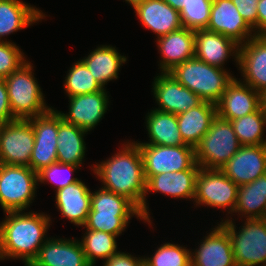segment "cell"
Returning a JSON list of instances; mask_svg holds the SVG:
<instances>
[{"label":"cell","instance_id":"cell-1","mask_svg":"<svg viewBox=\"0 0 266 266\" xmlns=\"http://www.w3.org/2000/svg\"><path fill=\"white\" fill-rule=\"evenodd\" d=\"M0 223V260L19 259L30 265L48 237L52 223L44 213L10 211Z\"/></svg>","mask_w":266,"mask_h":266},{"label":"cell","instance_id":"cell-2","mask_svg":"<svg viewBox=\"0 0 266 266\" xmlns=\"http://www.w3.org/2000/svg\"><path fill=\"white\" fill-rule=\"evenodd\" d=\"M122 145L118 153L92 170L104 185L101 188L128 198L143 215L146 178L141 151L134 141Z\"/></svg>","mask_w":266,"mask_h":266},{"label":"cell","instance_id":"cell-3","mask_svg":"<svg viewBox=\"0 0 266 266\" xmlns=\"http://www.w3.org/2000/svg\"><path fill=\"white\" fill-rule=\"evenodd\" d=\"M168 73L203 101L214 104L220 100L226 86L234 78L226 68L209 65L195 57L178 64Z\"/></svg>","mask_w":266,"mask_h":266},{"label":"cell","instance_id":"cell-4","mask_svg":"<svg viewBox=\"0 0 266 266\" xmlns=\"http://www.w3.org/2000/svg\"><path fill=\"white\" fill-rule=\"evenodd\" d=\"M11 112L15 119L28 120L52 109L45 103L42 89L28 60L4 78Z\"/></svg>","mask_w":266,"mask_h":266},{"label":"cell","instance_id":"cell-5","mask_svg":"<svg viewBox=\"0 0 266 266\" xmlns=\"http://www.w3.org/2000/svg\"><path fill=\"white\" fill-rule=\"evenodd\" d=\"M237 231L234 221L220 224L227 230L237 266H266V218L245 219Z\"/></svg>","mask_w":266,"mask_h":266},{"label":"cell","instance_id":"cell-6","mask_svg":"<svg viewBox=\"0 0 266 266\" xmlns=\"http://www.w3.org/2000/svg\"><path fill=\"white\" fill-rule=\"evenodd\" d=\"M241 146L231 122L216 116L195 147L196 163L200 168L221 169Z\"/></svg>","mask_w":266,"mask_h":266},{"label":"cell","instance_id":"cell-7","mask_svg":"<svg viewBox=\"0 0 266 266\" xmlns=\"http://www.w3.org/2000/svg\"><path fill=\"white\" fill-rule=\"evenodd\" d=\"M38 173L29 166L0 164V206L5 212L25 211L35 200Z\"/></svg>","mask_w":266,"mask_h":266},{"label":"cell","instance_id":"cell-8","mask_svg":"<svg viewBox=\"0 0 266 266\" xmlns=\"http://www.w3.org/2000/svg\"><path fill=\"white\" fill-rule=\"evenodd\" d=\"M239 186L220 169L200 168L196 176L195 205H206L226 210L232 214L235 209ZM231 212V213H230Z\"/></svg>","mask_w":266,"mask_h":266},{"label":"cell","instance_id":"cell-9","mask_svg":"<svg viewBox=\"0 0 266 266\" xmlns=\"http://www.w3.org/2000/svg\"><path fill=\"white\" fill-rule=\"evenodd\" d=\"M137 145L143 158L146 180L157 174L190 169L196 163L195 148L189 145Z\"/></svg>","mask_w":266,"mask_h":266},{"label":"cell","instance_id":"cell-10","mask_svg":"<svg viewBox=\"0 0 266 266\" xmlns=\"http://www.w3.org/2000/svg\"><path fill=\"white\" fill-rule=\"evenodd\" d=\"M34 142V130L29 120L16 119L5 123L0 140V164L29 166Z\"/></svg>","mask_w":266,"mask_h":266},{"label":"cell","instance_id":"cell-11","mask_svg":"<svg viewBox=\"0 0 266 266\" xmlns=\"http://www.w3.org/2000/svg\"><path fill=\"white\" fill-rule=\"evenodd\" d=\"M200 166L195 163L190 169L179 172H166L150 176L146 180V191L143 201V217L149 225L151 217L149 214L146 196L148 192H160L173 198L193 199L195 197L196 176Z\"/></svg>","mask_w":266,"mask_h":266},{"label":"cell","instance_id":"cell-12","mask_svg":"<svg viewBox=\"0 0 266 266\" xmlns=\"http://www.w3.org/2000/svg\"><path fill=\"white\" fill-rule=\"evenodd\" d=\"M160 74L155 77L152 83V92L157 105H159L155 109L178 115L198 106L203 101L168 72H161Z\"/></svg>","mask_w":266,"mask_h":266},{"label":"cell","instance_id":"cell-13","mask_svg":"<svg viewBox=\"0 0 266 266\" xmlns=\"http://www.w3.org/2000/svg\"><path fill=\"white\" fill-rule=\"evenodd\" d=\"M220 170L238 186L251 183L266 173V144L241 146Z\"/></svg>","mask_w":266,"mask_h":266},{"label":"cell","instance_id":"cell-14","mask_svg":"<svg viewBox=\"0 0 266 266\" xmlns=\"http://www.w3.org/2000/svg\"><path fill=\"white\" fill-rule=\"evenodd\" d=\"M260 107L261 93L234 77L216 103V112L218 117L231 121L256 112Z\"/></svg>","mask_w":266,"mask_h":266},{"label":"cell","instance_id":"cell-15","mask_svg":"<svg viewBox=\"0 0 266 266\" xmlns=\"http://www.w3.org/2000/svg\"><path fill=\"white\" fill-rule=\"evenodd\" d=\"M238 67L243 82L262 93L266 90V36H253L239 46Z\"/></svg>","mask_w":266,"mask_h":266},{"label":"cell","instance_id":"cell-16","mask_svg":"<svg viewBox=\"0 0 266 266\" xmlns=\"http://www.w3.org/2000/svg\"><path fill=\"white\" fill-rule=\"evenodd\" d=\"M108 99L105 88L96 93L72 96L69 97V112H58L66 122L90 132L107 112Z\"/></svg>","mask_w":266,"mask_h":266},{"label":"cell","instance_id":"cell-17","mask_svg":"<svg viewBox=\"0 0 266 266\" xmlns=\"http://www.w3.org/2000/svg\"><path fill=\"white\" fill-rule=\"evenodd\" d=\"M206 30L217 32L242 45L255 36L232 0H213Z\"/></svg>","mask_w":266,"mask_h":266},{"label":"cell","instance_id":"cell-18","mask_svg":"<svg viewBox=\"0 0 266 266\" xmlns=\"http://www.w3.org/2000/svg\"><path fill=\"white\" fill-rule=\"evenodd\" d=\"M203 239L191 252V266H237L229 234L221 224Z\"/></svg>","mask_w":266,"mask_h":266},{"label":"cell","instance_id":"cell-19","mask_svg":"<svg viewBox=\"0 0 266 266\" xmlns=\"http://www.w3.org/2000/svg\"><path fill=\"white\" fill-rule=\"evenodd\" d=\"M30 266H92L80 240L48 238Z\"/></svg>","mask_w":266,"mask_h":266},{"label":"cell","instance_id":"cell-20","mask_svg":"<svg viewBox=\"0 0 266 266\" xmlns=\"http://www.w3.org/2000/svg\"><path fill=\"white\" fill-rule=\"evenodd\" d=\"M239 44L234 40L206 29L195 31V58L209 65L224 69L232 56L238 65Z\"/></svg>","mask_w":266,"mask_h":266},{"label":"cell","instance_id":"cell-21","mask_svg":"<svg viewBox=\"0 0 266 266\" xmlns=\"http://www.w3.org/2000/svg\"><path fill=\"white\" fill-rule=\"evenodd\" d=\"M156 42L162 56L159 65L161 72H169L195 56V31L184 27L158 37Z\"/></svg>","mask_w":266,"mask_h":266},{"label":"cell","instance_id":"cell-22","mask_svg":"<svg viewBox=\"0 0 266 266\" xmlns=\"http://www.w3.org/2000/svg\"><path fill=\"white\" fill-rule=\"evenodd\" d=\"M142 26L157 38L182 28L180 13L163 0H146L134 7Z\"/></svg>","mask_w":266,"mask_h":266},{"label":"cell","instance_id":"cell-23","mask_svg":"<svg viewBox=\"0 0 266 266\" xmlns=\"http://www.w3.org/2000/svg\"><path fill=\"white\" fill-rule=\"evenodd\" d=\"M91 192L81 179L56 191L55 203L61 217L83 226L90 212Z\"/></svg>","mask_w":266,"mask_h":266},{"label":"cell","instance_id":"cell-24","mask_svg":"<svg viewBox=\"0 0 266 266\" xmlns=\"http://www.w3.org/2000/svg\"><path fill=\"white\" fill-rule=\"evenodd\" d=\"M216 116V104L208 101H202L198 106L178 114L177 122L183 142L195 148L209 131Z\"/></svg>","mask_w":266,"mask_h":266},{"label":"cell","instance_id":"cell-25","mask_svg":"<svg viewBox=\"0 0 266 266\" xmlns=\"http://www.w3.org/2000/svg\"><path fill=\"white\" fill-rule=\"evenodd\" d=\"M44 18L41 10L21 0H0V41Z\"/></svg>","mask_w":266,"mask_h":266},{"label":"cell","instance_id":"cell-26","mask_svg":"<svg viewBox=\"0 0 266 266\" xmlns=\"http://www.w3.org/2000/svg\"><path fill=\"white\" fill-rule=\"evenodd\" d=\"M87 132L66 122L58 112L57 162L80 167L85 158L84 136Z\"/></svg>","mask_w":266,"mask_h":266},{"label":"cell","instance_id":"cell-27","mask_svg":"<svg viewBox=\"0 0 266 266\" xmlns=\"http://www.w3.org/2000/svg\"><path fill=\"white\" fill-rule=\"evenodd\" d=\"M115 48L102 45L90 52L88 57L81 59L102 88H105L107 82L118 79L120 67L127 61V57Z\"/></svg>","mask_w":266,"mask_h":266},{"label":"cell","instance_id":"cell-28","mask_svg":"<svg viewBox=\"0 0 266 266\" xmlns=\"http://www.w3.org/2000/svg\"><path fill=\"white\" fill-rule=\"evenodd\" d=\"M146 129L149 142H135L136 144H150L162 146L186 145L181 137L177 115L153 109L147 113Z\"/></svg>","mask_w":266,"mask_h":266},{"label":"cell","instance_id":"cell-29","mask_svg":"<svg viewBox=\"0 0 266 266\" xmlns=\"http://www.w3.org/2000/svg\"><path fill=\"white\" fill-rule=\"evenodd\" d=\"M237 212L246 219L266 218V173L239 186L233 213Z\"/></svg>","mask_w":266,"mask_h":266},{"label":"cell","instance_id":"cell-30","mask_svg":"<svg viewBox=\"0 0 266 266\" xmlns=\"http://www.w3.org/2000/svg\"><path fill=\"white\" fill-rule=\"evenodd\" d=\"M90 212L106 216H134L144 220L140 209L128 198L103 188L91 192Z\"/></svg>","mask_w":266,"mask_h":266},{"label":"cell","instance_id":"cell-31","mask_svg":"<svg viewBox=\"0 0 266 266\" xmlns=\"http://www.w3.org/2000/svg\"><path fill=\"white\" fill-rule=\"evenodd\" d=\"M230 122L242 146L266 144V139L263 137L266 129L264 128L266 127V116L261 107L256 112Z\"/></svg>","mask_w":266,"mask_h":266},{"label":"cell","instance_id":"cell-32","mask_svg":"<svg viewBox=\"0 0 266 266\" xmlns=\"http://www.w3.org/2000/svg\"><path fill=\"white\" fill-rule=\"evenodd\" d=\"M117 237L104 231L86 229L80 243L88 262L95 266L97 259L106 260L117 253Z\"/></svg>","mask_w":266,"mask_h":266},{"label":"cell","instance_id":"cell-33","mask_svg":"<svg viewBox=\"0 0 266 266\" xmlns=\"http://www.w3.org/2000/svg\"><path fill=\"white\" fill-rule=\"evenodd\" d=\"M63 87L68 97L96 93L103 89L81 59L70 67Z\"/></svg>","mask_w":266,"mask_h":266},{"label":"cell","instance_id":"cell-34","mask_svg":"<svg viewBox=\"0 0 266 266\" xmlns=\"http://www.w3.org/2000/svg\"><path fill=\"white\" fill-rule=\"evenodd\" d=\"M144 258V266H191V251L173 243H164L151 258Z\"/></svg>","mask_w":266,"mask_h":266},{"label":"cell","instance_id":"cell-35","mask_svg":"<svg viewBox=\"0 0 266 266\" xmlns=\"http://www.w3.org/2000/svg\"><path fill=\"white\" fill-rule=\"evenodd\" d=\"M34 130V146L57 147L58 110L28 119Z\"/></svg>","mask_w":266,"mask_h":266},{"label":"cell","instance_id":"cell-36","mask_svg":"<svg viewBox=\"0 0 266 266\" xmlns=\"http://www.w3.org/2000/svg\"><path fill=\"white\" fill-rule=\"evenodd\" d=\"M212 4L213 0H188L179 12L182 27L192 31L206 29Z\"/></svg>","mask_w":266,"mask_h":266},{"label":"cell","instance_id":"cell-37","mask_svg":"<svg viewBox=\"0 0 266 266\" xmlns=\"http://www.w3.org/2000/svg\"><path fill=\"white\" fill-rule=\"evenodd\" d=\"M78 168L79 166L73 164L55 162L38 172V182L52 183L53 185H55V191H58L66 187L67 185L75 183L79 180L78 178H72L71 175Z\"/></svg>","mask_w":266,"mask_h":266},{"label":"cell","instance_id":"cell-38","mask_svg":"<svg viewBox=\"0 0 266 266\" xmlns=\"http://www.w3.org/2000/svg\"><path fill=\"white\" fill-rule=\"evenodd\" d=\"M131 217L97 215V212H89L86 222L82 227L119 236L127 228Z\"/></svg>","mask_w":266,"mask_h":266},{"label":"cell","instance_id":"cell-39","mask_svg":"<svg viewBox=\"0 0 266 266\" xmlns=\"http://www.w3.org/2000/svg\"><path fill=\"white\" fill-rule=\"evenodd\" d=\"M14 42L0 41V78L4 79L16 71L26 58Z\"/></svg>","mask_w":266,"mask_h":266},{"label":"cell","instance_id":"cell-40","mask_svg":"<svg viewBox=\"0 0 266 266\" xmlns=\"http://www.w3.org/2000/svg\"><path fill=\"white\" fill-rule=\"evenodd\" d=\"M57 162V147L34 146L29 167L36 173Z\"/></svg>","mask_w":266,"mask_h":266},{"label":"cell","instance_id":"cell-41","mask_svg":"<svg viewBox=\"0 0 266 266\" xmlns=\"http://www.w3.org/2000/svg\"><path fill=\"white\" fill-rule=\"evenodd\" d=\"M238 12L258 36V12L259 0H232ZM257 30V31H256Z\"/></svg>","mask_w":266,"mask_h":266},{"label":"cell","instance_id":"cell-42","mask_svg":"<svg viewBox=\"0 0 266 266\" xmlns=\"http://www.w3.org/2000/svg\"><path fill=\"white\" fill-rule=\"evenodd\" d=\"M103 266H144V258L118 251L106 259Z\"/></svg>","mask_w":266,"mask_h":266},{"label":"cell","instance_id":"cell-43","mask_svg":"<svg viewBox=\"0 0 266 266\" xmlns=\"http://www.w3.org/2000/svg\"><path fill=\"white\" fill-rule=\"evenodd\" d=\"M16 120L11 112L8 93L6 88V82L0 78V122L8 123Z\"/></svg>","mask_w":266,"mask_h":266},{"label":"cell","instance_id":"cell-44","mask_svg":"<svg viewBox=\"0 0 266 266\" xmlns=\"http://www.w3.org/2000/svg\"><path fill=\"white\" fill-rule=\"evenodd\" d=\"M258 12V36H266V0H259Z\"/></svg>","mask_w":266,"mask_h":266},{"label":"cell","instance_id":"cell-45","mask_svg":"<svg viewBox=\"0 0 266 266\" xmlns=\"http://www.w3.org/2000/svg\"><path fill=\"white\" fill-rule=\"evenodd\" d=\"M178 12L188 3V0H163Z\"/></svg>","mask_w":266,"mask_h":266},{"label":"cell","instance_id":"cell-46","mask_svg":"<svg viewBox=\"0 0 266 266\" xmlns=\"http://www.w3.org/2000/svg\"><path fill=\"white\" fill-rule=\"evenodd\" d=\"M261 108L266 116V90L261 93Z\"/></svg>","mask_w":266,"mask_h":266},{"label":"cell","instance_id":"cell-47","mask_svg":"<svg viewBox=\"0 0 266 266\" xmlns=\"http://www.w3.org/2000/svg\"><path fill=\"white\" fill-rule=\"evenodd\" d=\"M128 4L132 5L134 8L137 4L142 3L146 0H125Z\"/></svg>","mask_w":266,"mask_h":266},{"label":"cell","instance_id":"cell-48","mask_svg":"<svg viewBox=\"0 0 266 266\" xmlns=\"http://www.w3.org/2000/svg\"><path fill=\"white\" fill-rule=\"evenodd\" d=\"M3 125H4V123L0 122V140H1Z\"/></svg>","mask_w":266,"mask_h":266}]
</instances>
